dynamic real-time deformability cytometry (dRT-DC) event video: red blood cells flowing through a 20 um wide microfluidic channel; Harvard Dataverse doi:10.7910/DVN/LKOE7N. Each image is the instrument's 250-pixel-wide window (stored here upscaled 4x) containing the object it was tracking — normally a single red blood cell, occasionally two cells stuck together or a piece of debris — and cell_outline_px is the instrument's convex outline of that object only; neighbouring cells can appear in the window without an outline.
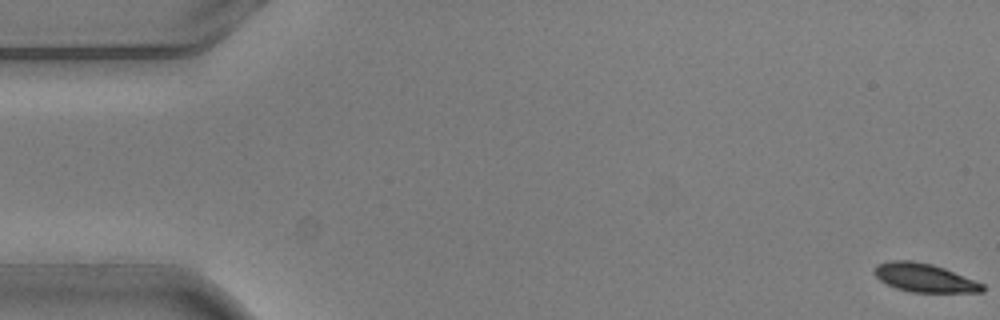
{"species": "common noctule bat (a hibernating species)", "species_latin": "Nyctalus noctula", "temperature_condition": "warm", "stored_images_in_passage": 7, "camera_frame_rate_fps": 3000, "um_per_image_px": 0.085, "animal": {"sex": "male", "body_mass_g": 20.5, "forearm_length_mm": 52.5}, "frame": {"image": 1, "passage_image": 1, "time_ms": 0.0, "image_size_px": [1000, 320], "cell_outline_px": [[984, 292], [912, 292], [896, 288], [880, 280], [872, 272], [876, 264], [888, 260], [912, 260], [932, 264], [944, 268], [984, 284]], "centroid_in_image_um": [78.53, 23.6], "position_along_channel_um": 6.5, "area_um2": 17.98}}
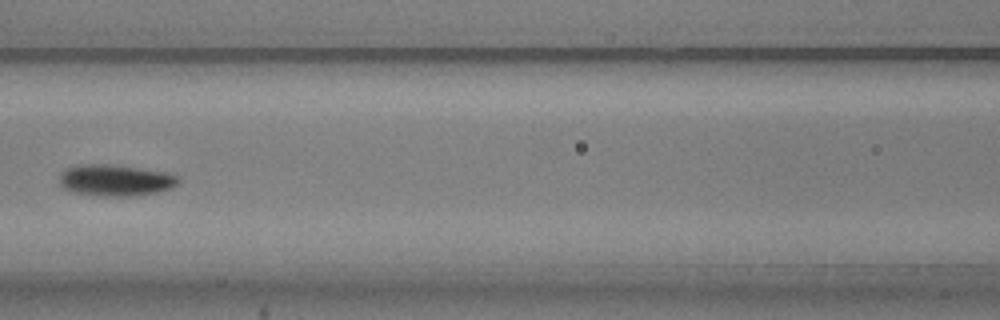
{"frame": {"image": 2, "passage_image": 7, "time_ms": 2.0, "image_size_px": [1000, 320], "cell_outline_px": [[180, 180], [172, 188], [156, 192], [136, 196], [100, 196], [72, 192], [64, 188], [60, 184], [60, 172], [64, 168], [80, 164], [108, 164], [164, 172], [180, 176]], "centroid_in_image_um": [9.78, 15.32], "position_along_channel_um": 156.8, "area_um2": 21.85}}